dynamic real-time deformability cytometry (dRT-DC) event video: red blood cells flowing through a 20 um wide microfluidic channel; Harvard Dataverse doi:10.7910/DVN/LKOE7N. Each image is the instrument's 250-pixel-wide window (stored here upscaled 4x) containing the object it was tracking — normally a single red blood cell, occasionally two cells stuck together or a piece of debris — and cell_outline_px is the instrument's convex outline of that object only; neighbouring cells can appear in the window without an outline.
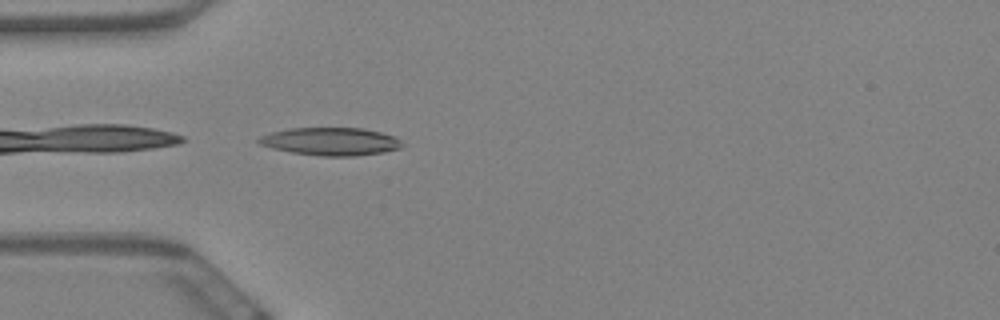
{"species": "Egyptian fruit bat (a non-hibernating species)", "species_latin": "Rousettus aegyptiacus", "temperature_condition": "warm", "stored_images_in_passage": 5, "camera_frame_rate_fps": 3000, "um_per_image_px": 0.085, "animal": {"sex": "female"}, "frame": {"image": 1, "passage_image": 1, "time_ms": 0.0, "image_size_px": [1000, 320], "cell_outline_px": [[404, 144], [400, 148], [384, 152], [356, 156], [320, 156], [292, 152], [272, 148], [260, 144], [256, 140], [260, 136], [272, 132], [288, 128], [364, 128], [396, 136]], "centroid_in_image_um": [28.13, 12.02], "position_along_channel_um": 56.9, "area_um2": 23.35}}